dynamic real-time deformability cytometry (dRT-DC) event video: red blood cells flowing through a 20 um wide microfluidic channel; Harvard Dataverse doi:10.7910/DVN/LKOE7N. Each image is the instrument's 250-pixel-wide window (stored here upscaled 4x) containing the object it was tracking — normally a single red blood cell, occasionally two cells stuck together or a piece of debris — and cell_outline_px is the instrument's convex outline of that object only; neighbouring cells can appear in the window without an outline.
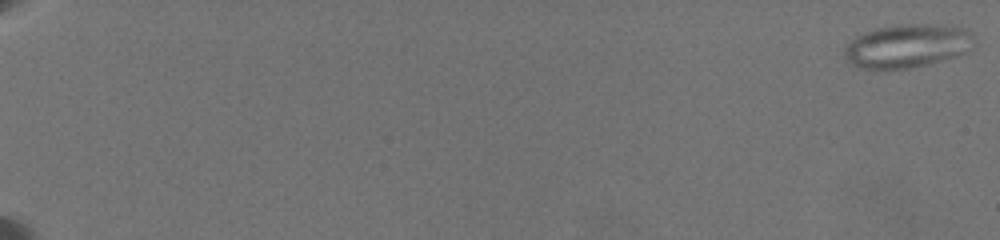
{"species": "common noctule bat (a hibernating species)", "species_latin": "Nyctalus noctula", "temperature_condition": "warm", "stored_images_in_passage": 19, "camera_frame_rate_fps": 3000, "um_per_image_px": 0.085, "animal": {"sex": "female", "body_mass_g": 19.5, "forearm_length_mm": 54.1}, "frame": {"image": 1, "passage_image": 1, "time_ms": 0.0, "image_size_px": [1000, 240], "cell_outline_px": [[976, 40], [972, 48], [968, 52], [956, 56], [928, 64], [912, 68], [856, 68], [848, 64], [844, 56], [844, 48], [856, 36], [876, 28], [896, 24], [940, 24], [968, 28], [972, 32]], "centroid_in_image_um": [77.16, 3.89], "position_along_channel_um": 7.8, "area_um2": 33.41}}
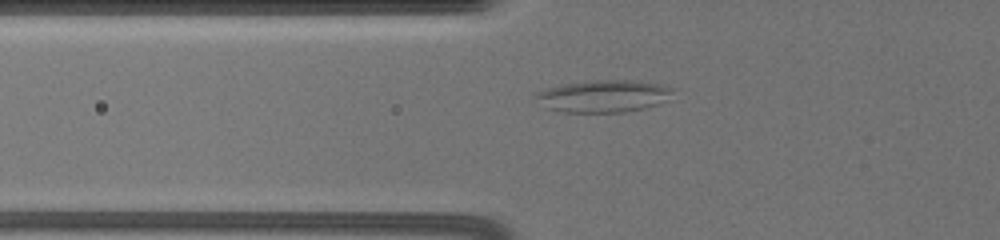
{"frame": {"image": 2, "passage_image": 14, "time_ms": 8.667, "image_size_px": [1000, 240], "cell_outline_px": [[676, 88], [668, 100], [644, 108], [624, 112], [560, 112], [544, 108], [532, 96], [536, 92], [548, 88], [564, 84], [596, 80], [640, 80], [664, 84]], "centroid_in_image_um": [51.32, 8.16], "position_along_channel_um": 74.5, "area_um2": 26.18}}
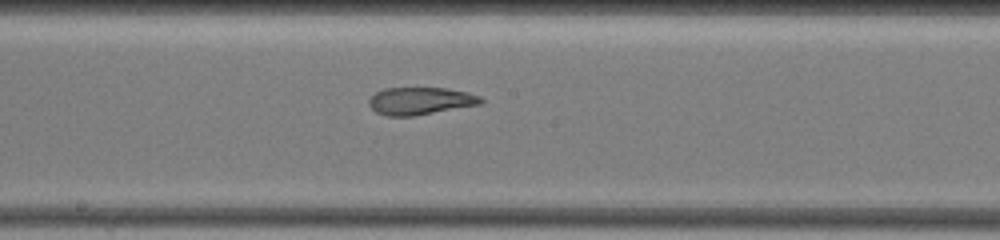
{"frame": {"image": 3, "passage_image": 19, "time_ms": 12.667, "image_size_px": [1000, 240], "cell_outline_px": [[484, 100], [480, 104], [416, 116], [388, 116], [376, 112], [368, 104], [368, 100], [376, 92], [384, 88], [448, 88], [468, 92], [480, 96]], "centroid_in_image_um": [35.73, 8.58], "position_along_channel_um": 212.5, "area_um2": 17.98}}